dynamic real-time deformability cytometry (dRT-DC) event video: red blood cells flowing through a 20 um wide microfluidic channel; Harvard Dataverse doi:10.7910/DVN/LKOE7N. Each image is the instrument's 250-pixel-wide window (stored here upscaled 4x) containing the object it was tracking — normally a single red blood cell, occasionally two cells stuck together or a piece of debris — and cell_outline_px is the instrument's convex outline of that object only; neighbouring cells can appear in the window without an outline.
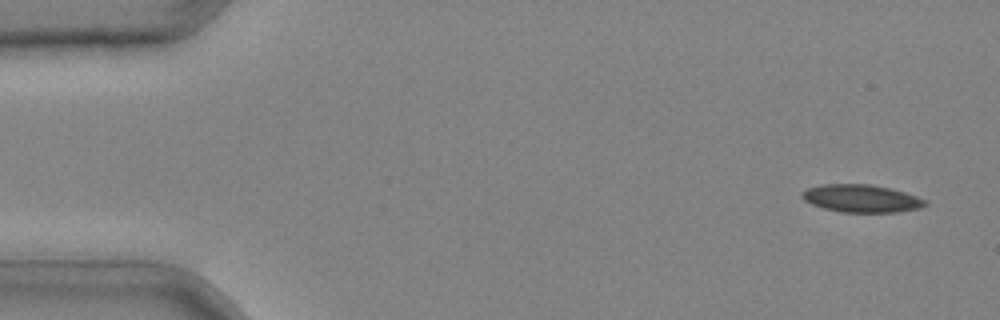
{"species": "common noctule bat (a hibernating species)", "species_latin": "Nyctalus noctula", "temperature_condition": "cold", "stored_images_in_passage": 41, "camera_frame_rate_fps": 3000, "um_per_image_px": 0.085, "animal": {"sex": "male", "body_mass_g": 20.4}, "frame": {"image": 1, "passage_image": 2, "time_ms": 0.333, "image_size_px": [1000, 320], "cell_outline_px": [[928, 204], [920, 208], [896, 212], [840, 212], [824, 208], [812, 204], [804, 200], [800, 196], [800, 192], [808, 188], [824, 184], [868, 184], [892, 188], [928, 200]], "centroid_in_image_um": [73.22, 16.86], "position_along_channel_um": 11.8, "area_um2": 19.94}}
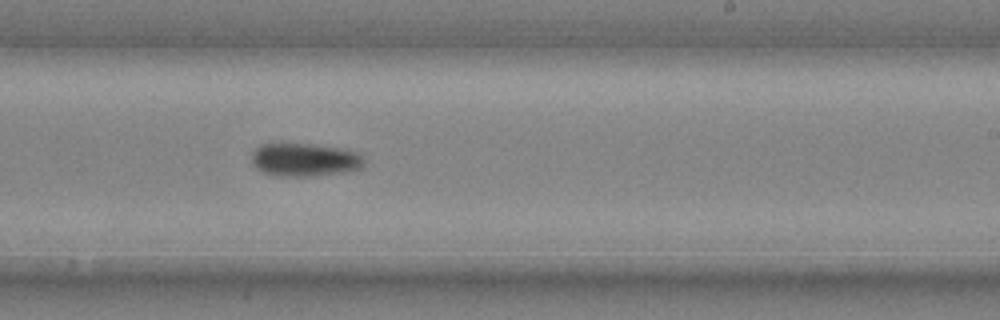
{"frame": {"image": 2, "passage_image": 26, "time_ms": 8.333, "image_size_px": [1000, 320], "cell_outline_px": [[364, 164], [360, 168], [344, 172], [312, 176], [280, 176], [264, 172], [256, 168], [252, 164], [252, 152], [260, 144], [272, 140], [316, 144], [344, 148], [360, 152], [364, 156]], "centroid_in_image_um": [25.87, 13.51], "position_along_channel_um": 263.1, "area_um2": 22.77}}
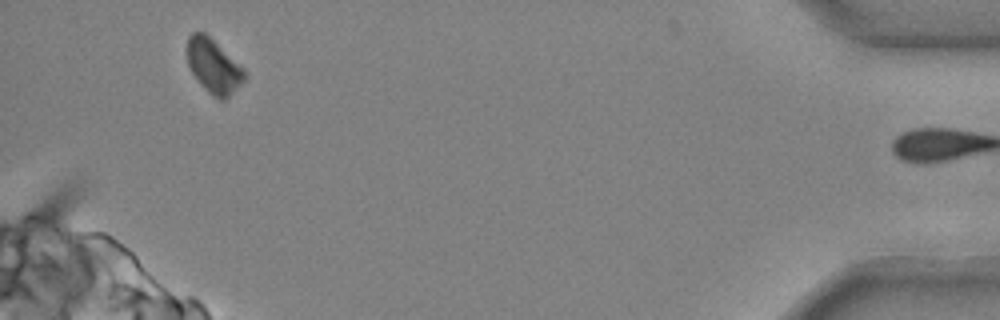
{"frame": {"image": 3, "passage_image": 40, "time_ms": 13.0, "image_size_px": [1000, 320], "cell_outline_px": [[248, 76], [224, 100], [220, 100], [212, 96], [200, 84], [192, 72], [188, 64], [188, 36], [192, 32], [204, 32], [244, 68]], "centroid_in_image_um": [18.17, 5.63], "position_along_channel_um": 417.0, "area_um2": 17.8}}